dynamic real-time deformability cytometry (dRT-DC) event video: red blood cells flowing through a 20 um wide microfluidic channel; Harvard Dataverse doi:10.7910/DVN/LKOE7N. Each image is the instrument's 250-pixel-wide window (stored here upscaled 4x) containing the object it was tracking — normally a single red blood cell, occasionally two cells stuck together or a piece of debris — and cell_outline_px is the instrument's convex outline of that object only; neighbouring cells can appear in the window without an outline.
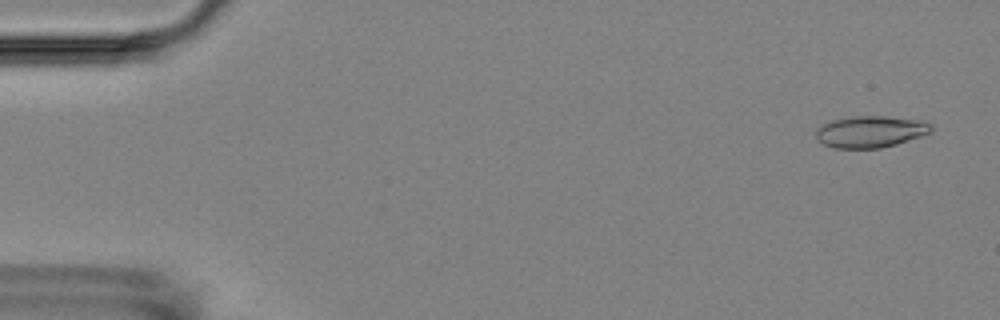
{"species": "Egyptian fruit bat (a non-hibernating species)", "species_latin": "Rousettus aegyptiacus", "temperature_condition": "room temperature", "stored_images_in_passage": 5, "camera_frame_rate_fps": 3000, "um_per_image_px": 0.085, "animal": {"sex": "female"}, "frame": {"image": 1, "passage_image": 1, "time_ms": 0.0, "image_size_px": [1000, 320], "cell_outline_px": [[932, 128], [928, 132], [920, 136], [896, 144], [880, 148], [832, 148], [816, 140], [816, 128], [828, 120], [852, 116], [884, 116], [920, 120], [932, 124]], "centroid_in_image_um": [73.91, 11.18], "position_along_channel_um": 11.1, "area_um2": 21.33}}